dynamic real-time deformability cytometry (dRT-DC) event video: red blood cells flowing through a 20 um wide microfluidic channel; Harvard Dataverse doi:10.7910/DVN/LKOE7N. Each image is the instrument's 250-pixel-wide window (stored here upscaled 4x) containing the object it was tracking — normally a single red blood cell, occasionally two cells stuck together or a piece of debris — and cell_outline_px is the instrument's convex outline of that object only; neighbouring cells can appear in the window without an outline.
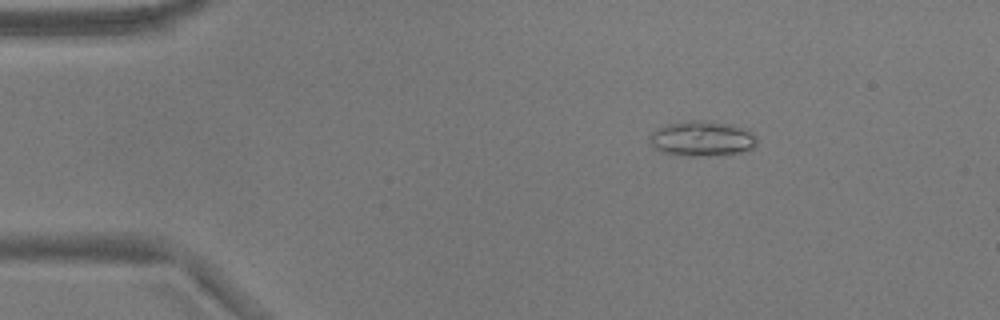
{"species": "common noctule bat (a hibernating species)", "species_latin": "Nyctalus noctula", "temperature_condition": "warm", "stored_images_in_passage": 49, "camera_frame_rate_fps": 3000, "um_per_image_px": 0.085, "animal": {"sex": "male", "body_mass_g": 17.9}, "frame": {"image": 1, "passage_image": 6, "time_ms": 1.667, "image_size_px": [1000, 320], "cell_outline_px": [[756, 144], [752, 148], [740, 152], [716, 156], [692, 156], [660, 152], [652, 144], [648, 136], [656, 128], [668, 124], [688, 120], [704, 120], [732, 124], [752, 132], [756, 136]], "centroid_in_image_um": [59.66, 11.78], "position_along_channel_um": 25.3, "area_um2": 22.08}}
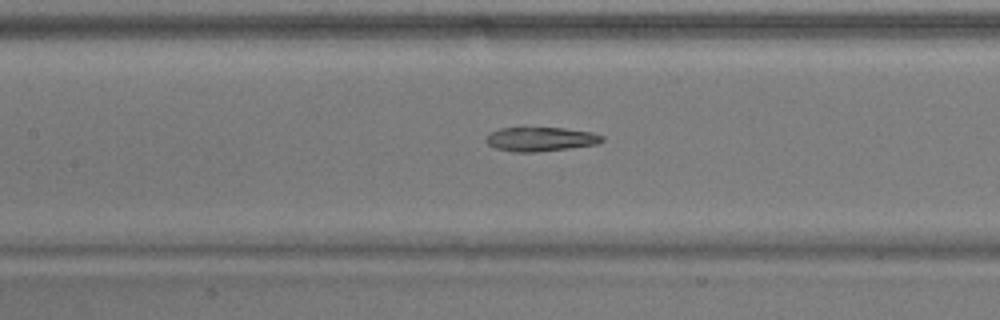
{"frame": {"image": 2, "passage_image": 22, "time_ms": 7.0, "image_size_px": [1000, 320], "cell_outline_px": [[604, 140], [596, 144], [568, 148], [536, 152], [512, 152], [496, 148], [488, 144], [484, 140], [484, 136], [488, 132], [500, 128], [564, 128], [592, 132], [604, 136]], "centroid_in_image_um": [45.89, 11.82], "position_along_channel_um": 161.5, "area_um2": 16.42}}
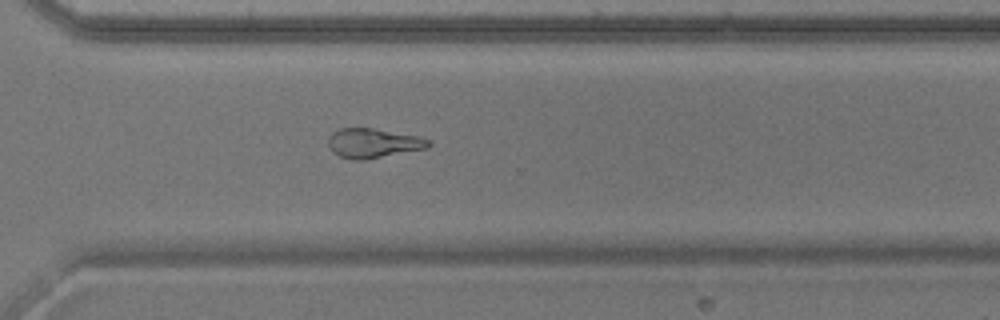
{"frame": {"image": 3, "passage_image": 36, "time_ms": 11.667, "image_size_px": [1000, 320], "cell_outline_px": [[432, 144], [428, 148], [364, 160], [352, 160], [340, 156], [332, 152], [328, 144], [328, 140], [332, 132], [340, 128], [372, 128], [420, 136], [432, 140]], "centroid_in_image_um": [31.75, 12.17], "position_along_channel_um": 338.8, "area_um2": 17.4}, "authors_computed_cell_mechanics": {"area_um2": 16.3574, "velocity_mm_per_s": 3.8155, "shape_relaxation_time_tau1_ms": null, "shape_relaxation_time_tau2_ms": 5.3782, "deformation_change_tau1": null, "deformation_change_tau2": 0.1389}}